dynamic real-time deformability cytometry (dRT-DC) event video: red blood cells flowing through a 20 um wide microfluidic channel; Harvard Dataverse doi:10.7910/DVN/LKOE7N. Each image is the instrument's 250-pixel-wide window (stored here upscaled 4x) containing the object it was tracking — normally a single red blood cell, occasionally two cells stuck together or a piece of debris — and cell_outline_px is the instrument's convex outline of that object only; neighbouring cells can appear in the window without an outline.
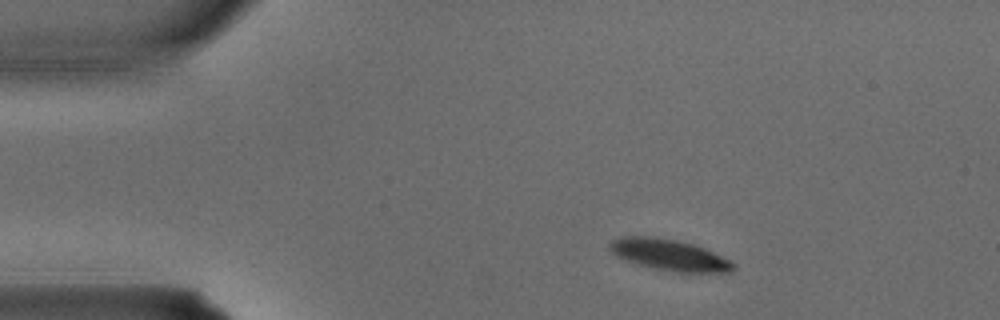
{"species": "common noctule bat (a hibernating species)", "species_latin": "Nyctalus noctula", "temperature_condition": "warm", "stored_images_in_passage": 2, "camera_frame_rate_fps": 3000, "um_per_image_px": 0.085, "animal": {"sex": "male", "body_mass_g": 15.6}, "frame": {"image": 1, "passage_image": 1, "time_ms": 0.0, "image_size_px": [1000, 320], "cell_outline_px": [[736, 268], [728, 272], [680, 272], [656, 268], [640, 264], [616, 256], [608, 248], [608, 244], [612, 240], [624, 236], [648, 236], [676, 240], [692, 244], [704, 248], [736, 264]], "centroid_in_image_um": [56.87, 21.65], "position_along_channel_um": 28.1, "area_um2": 21.96}}